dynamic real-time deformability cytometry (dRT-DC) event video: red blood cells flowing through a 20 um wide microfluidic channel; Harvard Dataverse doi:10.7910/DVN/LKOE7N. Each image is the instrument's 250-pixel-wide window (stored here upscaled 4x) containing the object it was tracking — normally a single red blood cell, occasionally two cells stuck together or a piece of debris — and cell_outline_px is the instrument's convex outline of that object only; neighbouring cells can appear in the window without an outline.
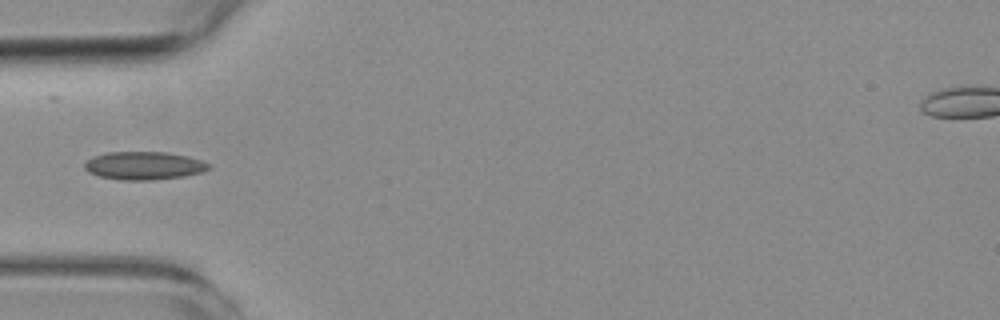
{"species": "common noctule bat (a hibernating species)", "species_latin": "Nyctalus noctula", "temperature_condition": "room temperature", "stored_images_in_passage": 1, "camera_frame_rate_fps": 3000, "um_per_image_px": 0.085, "animal": {"sex": "female", "body_mass_g": 19.3, "forearm_length_mm": 54.1}, "frame": {"image": 1, "passage_image": 1, "time_ms": 0.0, "image_size_px": [1000, 320], "cell_outline_px": [[212, 168], [200, 172], [184, 176], [152, 180], [120, 180], [100, 176], [88, 172], [84, 168], [84, 164], [92, 156], [108, 152], [164, 152], [188, 156], [212, 164]], "centroid_in_image_um": [12.24, 14.08], "position_along_channel_um": 72.8, "area_um2": 20.35}}